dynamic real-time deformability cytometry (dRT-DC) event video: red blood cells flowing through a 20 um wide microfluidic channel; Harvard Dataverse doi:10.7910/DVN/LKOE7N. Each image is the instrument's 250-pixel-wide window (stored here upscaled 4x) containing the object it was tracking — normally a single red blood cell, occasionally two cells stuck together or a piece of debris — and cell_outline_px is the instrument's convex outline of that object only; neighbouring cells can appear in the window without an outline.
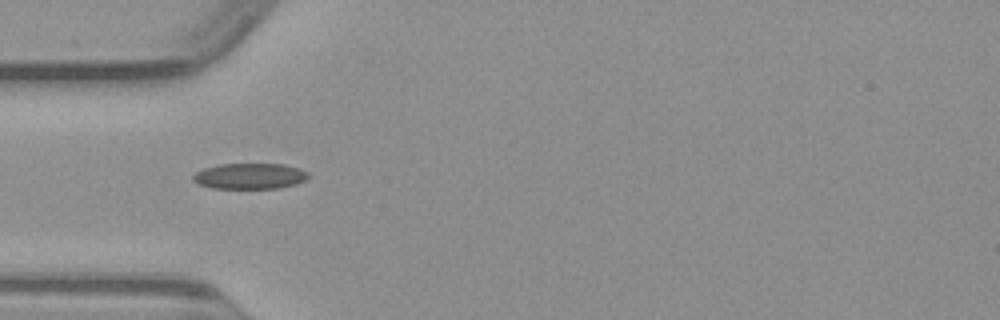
{"species": "common noctule bat (a hibernating species)", "species_latin": "Nyctalus noctula", "temperature_condition": "warm", "stored_images_in_passage": 9, "camera_frame_rate_fps": 3000, "um_per_image_px": 0.085, "animal": {"sex": "male", "body_mass_g": 23.1, "forearm_length_mm": 52.7}, "frame": {"image": 1, "passage_image": 2, "time_ms": 0.333, "image_size_px": [1000, 320], "cell_outline_px": [[312, 176], [296, 184], [276, 188], [212, 188], [200, 184], [192, 180], [192, 176], [196, 172], [204, 168], [220, 164], [284, 164], [300, 168], [308, 172]], "centroid_in_image_um": [21.26, 14.96], "position_along_channel_um": 63.7, "area_um2": 17.34}}